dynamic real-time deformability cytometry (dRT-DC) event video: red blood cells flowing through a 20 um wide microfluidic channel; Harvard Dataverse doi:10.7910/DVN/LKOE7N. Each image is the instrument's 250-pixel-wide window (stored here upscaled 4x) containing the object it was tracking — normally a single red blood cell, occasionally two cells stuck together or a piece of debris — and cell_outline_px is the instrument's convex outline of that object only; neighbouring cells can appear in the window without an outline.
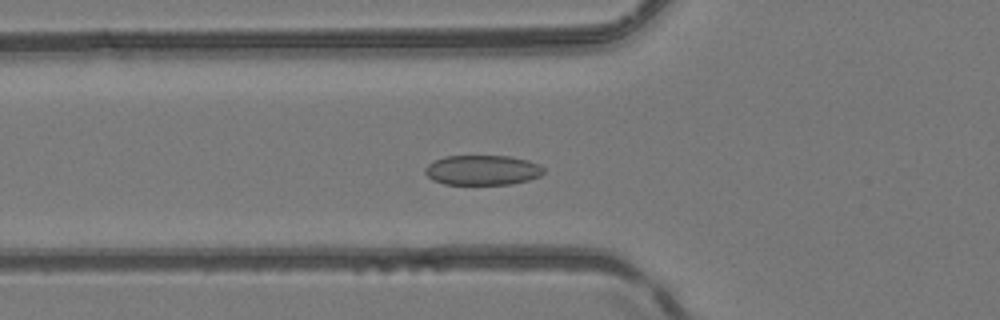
{"species": "common noctule bat (a hibernating species)", "species_latin": "Nyctalus noctula", "temperature_condition": "room temperature", "stored_images_in_passage": 43, "camera_frame_rate_fps": 3000, "um_per_image_px": 0.085, "animal": {"sex": "female", "body_mass_g": 24.6, "forearm_length_mm": 56.2}, "frame": {"image": 1, "passage_image": 11, "time_ms": 3.333, "image_size_px": [1000, 320], "cell_outline_px": [[544, 172], [540, 176], [528, 180], [512, 184], [444, 184], [432, 180], [424, 172], [424, 168], [428, 164], [444, 156], [508, 156], [528, 160], [540, 164], [544, 168]], "centroid_in_image_um": [41.01, 14.46], "position_along_channel_um": 84.8, "area_um2": 20.75}}
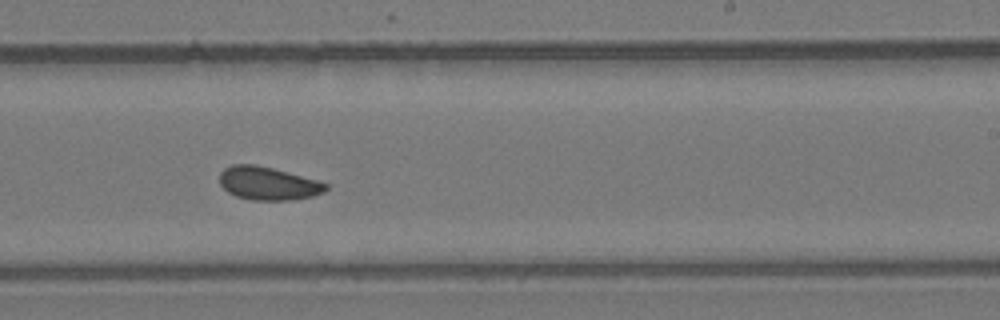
{"frame": {"image": 2, "passage_image": 24, "time_ms": 7.667, "image_size_px": [1000, 320], "cell_outline_px": [[328, 188], [324, 192], [312, 196], [292, 200], [252, 200], [236, 196], [228, 192], [220, 184], [220, 172], [224, 168], [232, 164], [256, 164], [272, 168], [316, 180], [328, 184]], "centroid_in_image_um": [22.76, 15.59], "position_along_channel_um": 266.2, "area_um2": 20.46}}
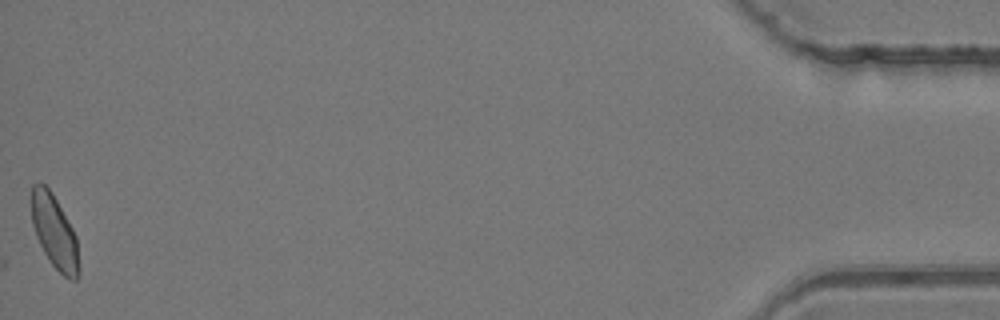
{"frame": {"image": 3, "passage_image": 43, "time_ms": 14.0, "image_size_px": [1000, 320], "cell_outline_px": [[80, 272], [76, 280], [68, 280], [52, 264], [44, 252], [36, 236], [32, 224], [32, 184], [44, 184], [52, 192], [72, 228], [76, 236], [80, 268]], "centroid_in_image_um": [4.65, 19.75], "position_along_channel_um": 430.5, "area_um2": 20.11}, "authors_computed_cell_mechanics": {"area_um2": 20.5768, "velocity_mm_per_s": 4.1761, "shape_relaxation_time_tau1_ms": 6.0394, "shape_relaxation_time_tau2_ms": 1.4167, "deformation_change_tau1": 0.0839, "deformation_change_tau2": 0.0625}}